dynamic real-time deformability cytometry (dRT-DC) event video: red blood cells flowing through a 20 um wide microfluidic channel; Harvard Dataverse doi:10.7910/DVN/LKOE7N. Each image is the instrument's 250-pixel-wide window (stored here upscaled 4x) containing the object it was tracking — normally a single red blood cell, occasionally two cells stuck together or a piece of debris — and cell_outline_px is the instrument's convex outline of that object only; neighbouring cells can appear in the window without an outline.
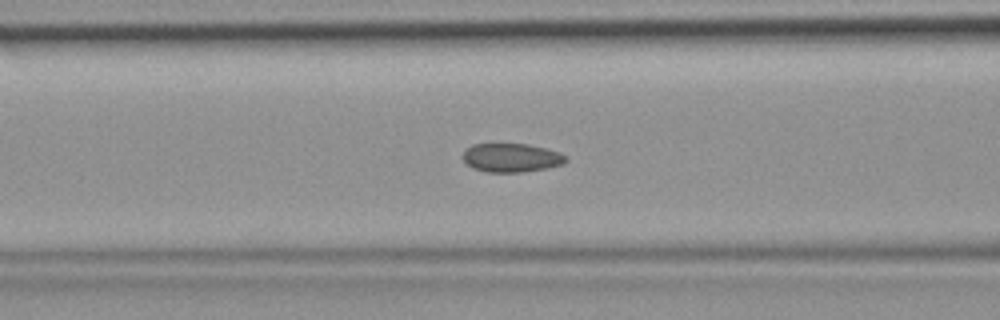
{"species": "common noctule bat (a hibernating species)", "species_latin": "Nyctalus noctula", "temperature_condition": "room temperature", "stored_images_in_passage": 37, "camera_frame_rate_fps": 3000, "um_per_image_px": 0.085, "animal": {"sex": "female", "body_mass_g": 19.9}, "frame": {"image": 1, "passage_image": 10, "time_ms": 3.0, "image_size_px": [1000, 320], "cell_outline_px": [[568, 160], [564, 164], [548, 168], [520, 172], [484, 172], [472, 168], [464, 160], [464, 148], [472, 144], [528, 144], [560, 152], [568, 156]], "centroid_in_image_um": [43.49, 13.41], "position_along_channel_um": 123.1, "area_um2": 17.4}}
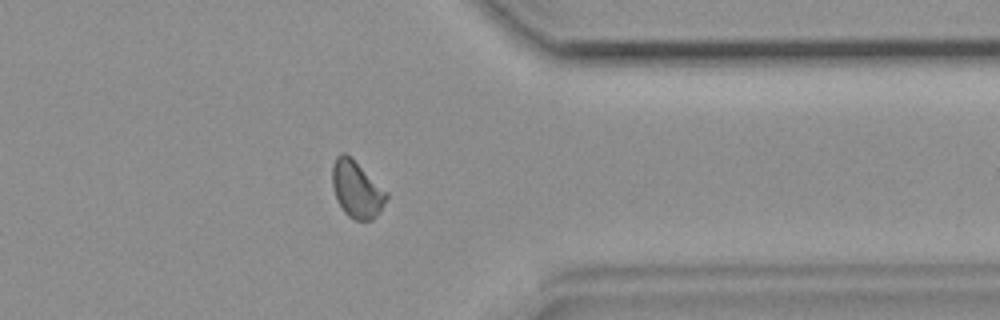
{"frame": {"image": 2, "passage_image": 28, "time_ms": 9.0, "image_size_px": [1000, 320], "cell_outline_px": [[388, 196], [380, 212], [372, 220], [356, 220], [348, 216], [344, 212], [336, 200], [332, 184], [332, 164], [336, 156], [340, 152], [344, 152], [352, 156], [388, 192]], "centroid_in_image_um": [30.31, 16.06], "position_along_channel_um": 381.1, "area_um2": 18.32}}
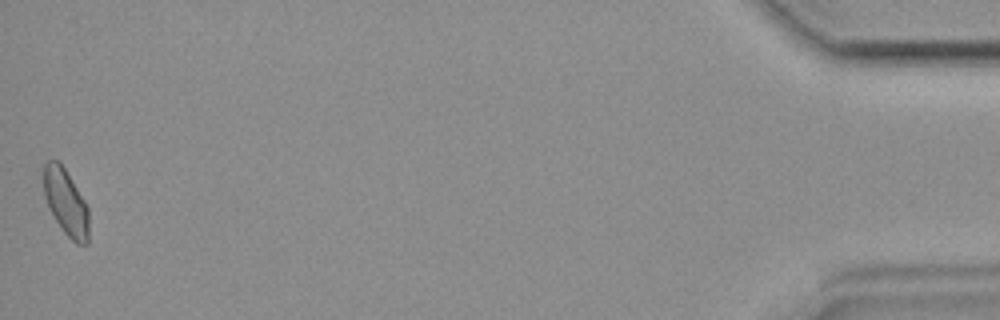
{"frame": {"image": 3, "passage_image": 37, "time_ms": 12.0, "image_size_px": [1000, 320], "cell_outline_px": [[88, 244], [76, 244], [64, 232], [48, 208], [44, 196], [44, 164], [48, 160], [60, 160], [84, 200], [88, 208]], "centroid_in_image_um": [5.59, 17.18], "position_along_channel_um": 429.6, "area_um2": 17.4}}